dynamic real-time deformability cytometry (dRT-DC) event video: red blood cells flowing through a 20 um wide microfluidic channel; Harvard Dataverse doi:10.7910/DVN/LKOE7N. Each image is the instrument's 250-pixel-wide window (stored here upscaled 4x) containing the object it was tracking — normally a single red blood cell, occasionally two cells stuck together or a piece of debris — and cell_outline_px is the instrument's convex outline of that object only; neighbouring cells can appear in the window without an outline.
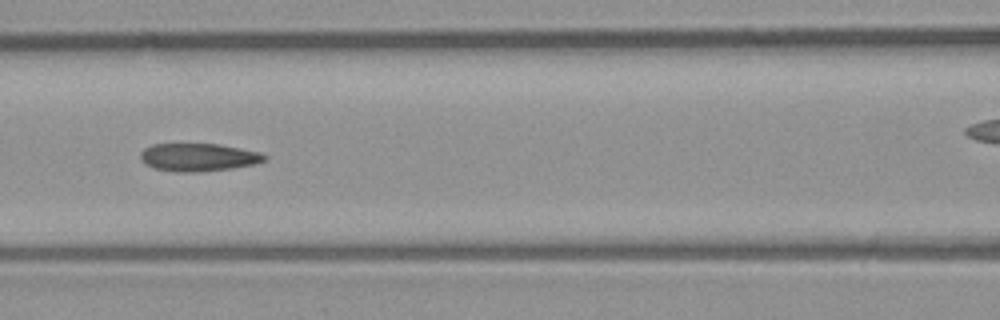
{"species": "common noctule bat (a hibernating species)", "species_latin": "Nyctalus noctula", "temperature_condition": "room temperature", "stored_images_in_passage": 9, "segment_of_instrument_passage": [1, 2], "camera_frame_rate_fps": 3000, "um_per_image_px": 0.085, "animal": {"sex": "male", "body_mass_g": 23.1, "forearm_length_mm": 52.7}, "frame": {"image": 1, "passage_image": 8, "time_ms": 2.333, "image_size_px": [1000, 320], "cell_outline_px": [[268, 156], [264, 160], [252, 164], [232, 168], [196, 172], [176, 172], [156, 168], [144, 164], [140, 160], [140, 152], [144, 148], [152, 144], [220, 144], [260, 152]], "centroid_in_image_um": [16.82, 13.36], "position_along_channel_um": 149.8, "area_um2": 20.11}}